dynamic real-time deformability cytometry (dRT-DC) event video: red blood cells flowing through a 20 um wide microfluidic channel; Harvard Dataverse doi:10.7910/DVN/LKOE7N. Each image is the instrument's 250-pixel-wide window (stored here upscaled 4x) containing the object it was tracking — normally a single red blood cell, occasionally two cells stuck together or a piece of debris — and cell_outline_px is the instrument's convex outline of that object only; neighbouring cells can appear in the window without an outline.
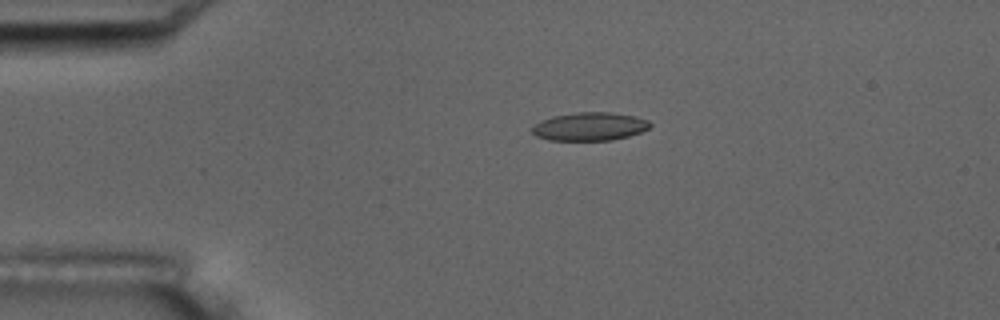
{"species": "common noctule bat (a hibernating species)", "species_latin": "Nyctalus noctula", "temperature_condition": "room temperature", "stored_images_in_passage": 5, "camera_frame_rate_fps": 3000, "um_per_image_px": 0.085, "animal": {"sex": "male", "body_mass_g": 17.5, "forearm_length_mm": 52.3}, "frame": {"image": 1, "passage_image": 3, "time_ms": 3.0, "image_size_px": [1000, 320], "cell_outline_px": [[652, 124], [648, 128], [640, 132], [628, 136], [612, 140], [548, 140], [536, 136], [532, 132], [532, 128], [540, 120], [552, 116], [576, 112], [612, 112], [636, 116], [648, 120]], "centroid_in_image_um": [50.12, 10.74], "position_along_channel_um": 34.9, "area_um2": 19.48}}
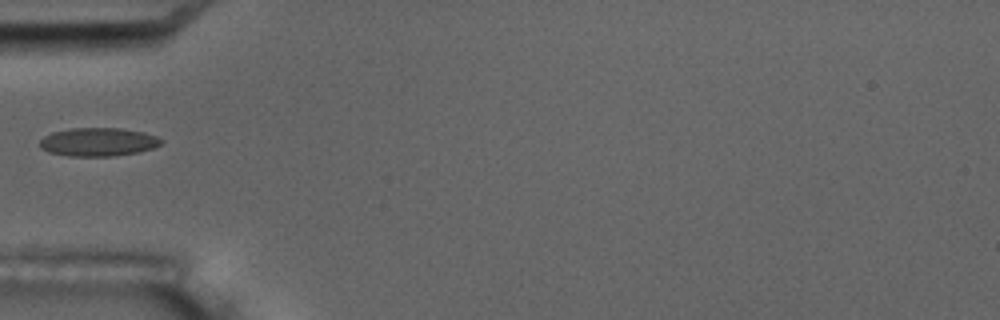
{"frame": {"image": 2, "passage_image": 5, "time_ms": 5.333, "image_size_px": [1000, 320], "cell_outline_px": [[164, 140], [160, 144], [152, 148], [140, 152], [112, 156], [68, 156], [48, 152], [40, 148], [40, 140], [44, 136], [52, 132], [72, 128], [120, 128], [144, 132], [156, 136]], "centroid_in_image_um": [8.34, 12.07], "position_along_channel_um": 76.7, "area_um2": 20.17}}